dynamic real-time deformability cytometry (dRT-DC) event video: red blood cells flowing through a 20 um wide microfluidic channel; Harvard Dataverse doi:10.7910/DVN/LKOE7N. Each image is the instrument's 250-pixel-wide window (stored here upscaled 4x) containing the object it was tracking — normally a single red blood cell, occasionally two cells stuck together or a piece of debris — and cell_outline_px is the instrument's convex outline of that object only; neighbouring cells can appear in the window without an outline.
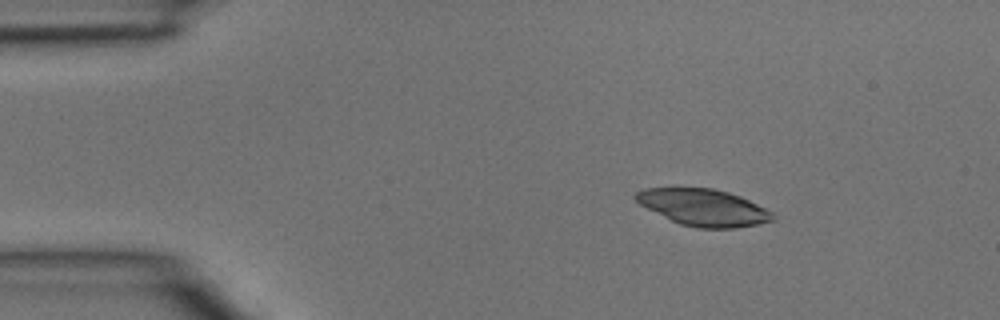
{"species": "common noctule bat (a hibernating species)", "species_latin": "Nyctalus noctula", "temperature_condition": "room temperature", "stored_images_in_passage": 3, "camera_frame_rate_fps": 3000, "um_per_image_px": 0.085, "animal": {"sex": "male", "body_mass_g": 15.6}, "frame": {"image": 1, "passage_image": 1, "time_ms": 0.0, "image_size_px": [1000, 320], "cell_outline_px": [[776, 220], [736, 228], [696, 228], [680, 224], [640, 204], [632, 196], [636, 192], [644, 188], [712, 188], [728, 192], [740, 196], [772, 212], [776, 216]], "centroid_in_image_um": [59.81, 17.63], "position_along_channel_um": 25.2, "area_um2": 29.07}}